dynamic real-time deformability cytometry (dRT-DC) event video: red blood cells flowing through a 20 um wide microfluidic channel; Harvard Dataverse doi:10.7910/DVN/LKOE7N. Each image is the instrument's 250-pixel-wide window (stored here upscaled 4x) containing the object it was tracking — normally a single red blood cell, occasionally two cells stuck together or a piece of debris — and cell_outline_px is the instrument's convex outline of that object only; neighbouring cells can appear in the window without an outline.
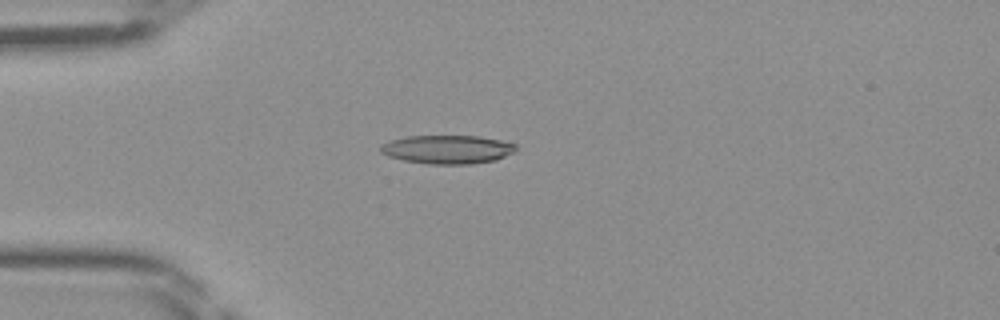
{"species": "Egyptian fruit bat (a non-hibernating species)", "species_latin": "Rousettus aegyptiacus", "temperature_condition": "room temperature", "stored_images_in_passage": 47, "camera_frame_rate_fps": 3000, "um_per_image_px": 0.085, "frame": {"image": 1, "passage_image": 13, "time_ms": 4.0, "image_size_px": [1000, 320], "cell_outline_px": [[516, 152], [496, 160], [472, 164], [428, 164], [404, 160], [388, 156], [380, 152], [380, 144], [388, 140], [408, 136], [480, 136], [500, 140], [516, 144]], "centroid_in_image_um": [38.03, 12.7], "position_along_channel_um": 47.0, "area_um2": 22.77}}
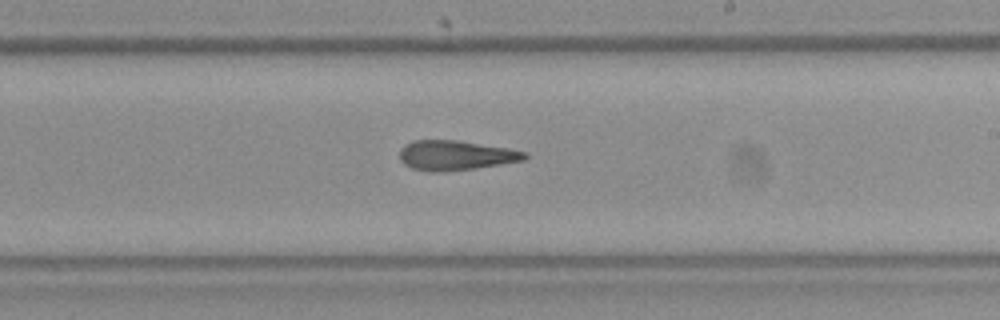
{"frame": {"image": 2, "passage_image": 28, "time_ms": 9.0, "image_size_px": [1000, 320], "cell_outline_px": [[528, 156], [524, 160], [500, 164], [444, 172], [428, 172], [412, 168], [404, 164], [400, 160], [400, 148], [404, 144], [412, 140], [460, 140], [508, 148], [528, 152]], "centroid_in_image_um": [38.7, 13.19], "position_along_channel_um": 250.3, "area_um2": 21.85}}
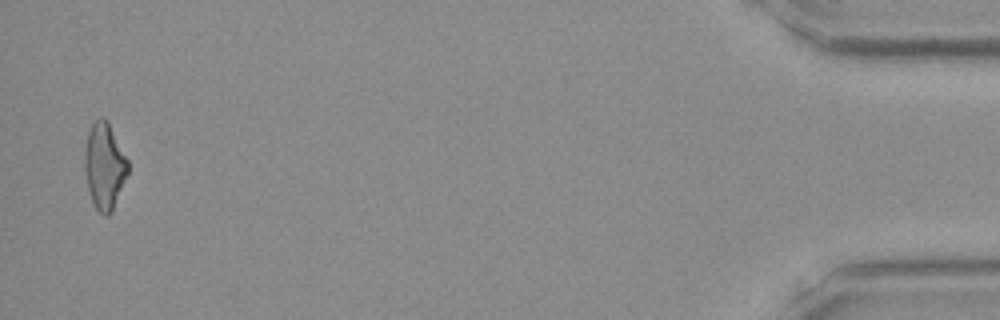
{"frame": {"image": 3, "passage_image": 46, "time_ms": 15.0, "image_size_px": [1000, 320], "cell_outline_px": [[128, 172], [112, 212], [108, 216], [104, 216], [96, 208], [88, 192], [84, 168], [84, 160], [88, 132], [92, 124], [100, 116], [104, 116], [108, 120], [128, 160]], "centroid_in_image_um": [8.88, 14.1], "position_along_channel_um": 426.3, "area_um2": 21.79}}